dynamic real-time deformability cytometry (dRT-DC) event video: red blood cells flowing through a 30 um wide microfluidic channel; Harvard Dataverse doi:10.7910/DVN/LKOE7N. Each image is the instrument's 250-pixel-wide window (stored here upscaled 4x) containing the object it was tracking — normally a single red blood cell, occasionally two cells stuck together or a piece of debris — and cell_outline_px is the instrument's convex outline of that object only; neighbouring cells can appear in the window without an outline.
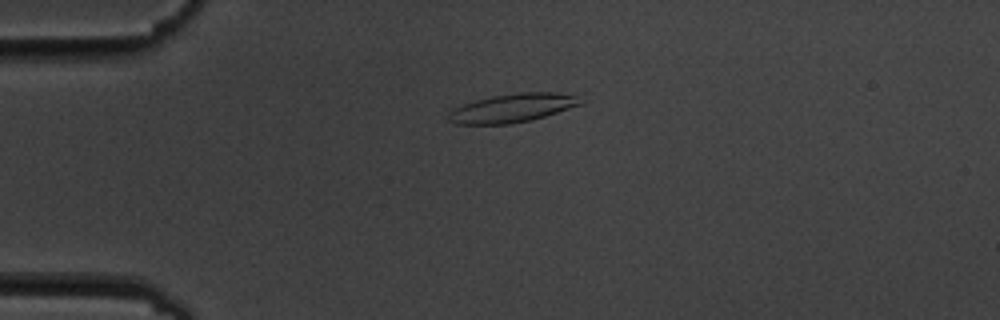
{"species": "common noctule bat (a hibernating species)", "species_latin": "Nyctalus noctula", "temperature_condition": "cold", "stored_images_in_passage": 46, "camera_frame_rate_fps": 3000, "um_per_image_px": 0.085, "animal": {"sex": "male", "body_mass_g": 19.5, "forearm_length_mm": 54.6}, "frame": {"image": 1, "passage_image": 4, "time_ms": 1.0, "image_size_px": [1000, 320], "cell_outline_px": [[584, 104], [544, 116], [528, 120], [508, 124], [456, 124], [448, 120], [448, 112], [464, 104], [476, 100], [492, 96], [520, 92], [584, 92]], "centroid_in_image_um": [43.74, 9.14], "position_along_channel_um": 41.3, "area_um2": 22.48}}
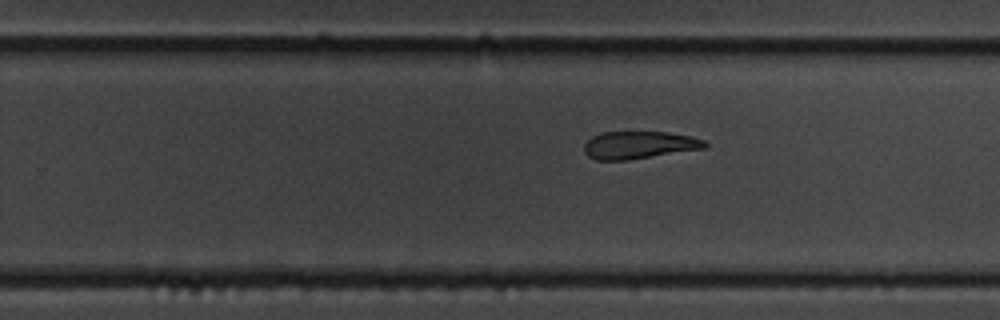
{"frame": {"image": 2, "passage_image": 26, "time_ms": 8.333, "image_size_px": [1000, 320], "cell_outline_px": [[708, 148], [628, 160], [596, 160], [588, 156], [584, 152], [584, 144], [592, 136], [604, 132], [668, 132], [692, 136], [704, 140], [708, 144]], "centroid_in_image_um": [54.35, 12.33], "position_along_channel_um": 275.4, "area_um2": 19.54}}
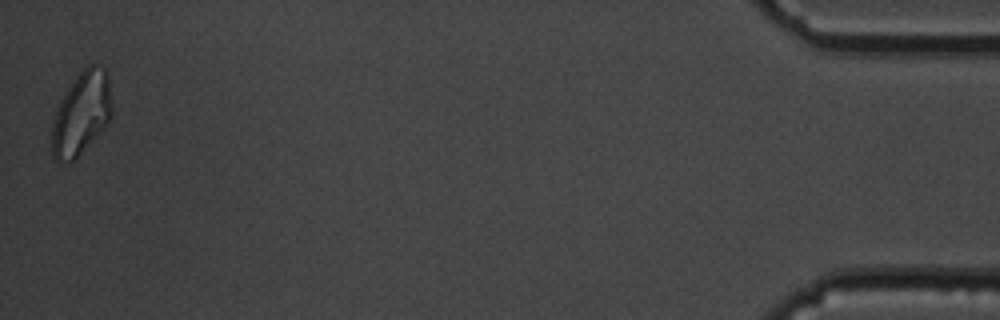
{"frame": {"image": 3, "passage_image": 46, "time_ms": 15.0, "image_size_px": [1000, 320], "cell_outline_px": [[112, 116], [100, 132], [76, 160], [72, 164], [56, 160], [52, 156], [52, 120], [68, 88], [80, 72], [88, 64], [100, 64], [104, 68], [108, 76], [112, 100]], "centroid_in_image_um": [6.94, 9.67], "position_along_channel_um": 428.3, "area_um2": 29.07}, "authors_computed_cell_mechanics": {"area_um2": 21.2415, "velocity_mm_per_s": 3.5894, "shape_relaxation_time_tau1_ms": 6.1911, "shape_relaxation_time_tau2_ms": 4.9318, "deformation_change_tau1": 0.158, "deformation_change_tau2": 0.1177}}